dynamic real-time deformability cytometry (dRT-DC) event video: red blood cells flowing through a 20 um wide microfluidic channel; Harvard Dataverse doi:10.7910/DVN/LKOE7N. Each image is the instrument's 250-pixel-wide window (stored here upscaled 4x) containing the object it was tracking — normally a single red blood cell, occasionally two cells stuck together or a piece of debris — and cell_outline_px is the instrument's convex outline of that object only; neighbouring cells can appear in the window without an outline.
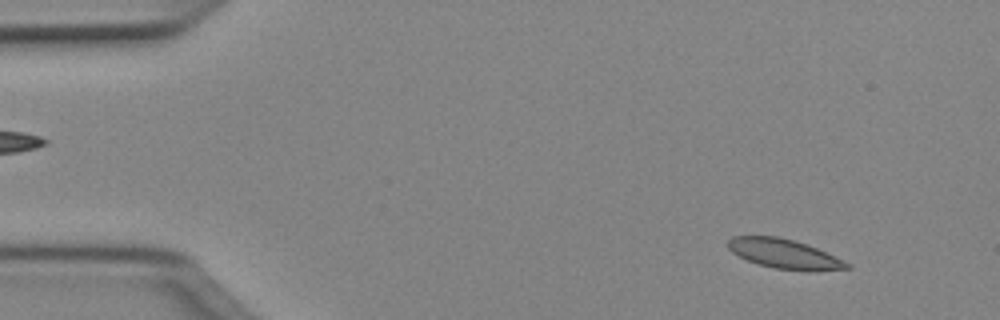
{"species": "Egyptian fruit bat (a non-hibernating species)", "species_latin": "Rousettus aegyptiacus", "temperature_condition": "cold", "stored_images_in_passage": 50, "camera_frame_rate_fps": 3000, "um_per_image_px": 0.085, "animal": {"sex": "female"}, "frame": {"image": 1, "passage_image": 4, "time_ms": 1.0, "image_size_px": [1000, 320], "cell_outline_px": [[852, 268], [808, 272], [776, 268], [760, 264], [748, 260], [732, 252], [728, 248], [728, 240], [732, 236], [776, 236], [792, 240], [816, 248], [852, 264]], "centroid_in_image_um": [66.69, 21.59], "position_along_channel_um": 18.3, "area_um2": 20.23}}
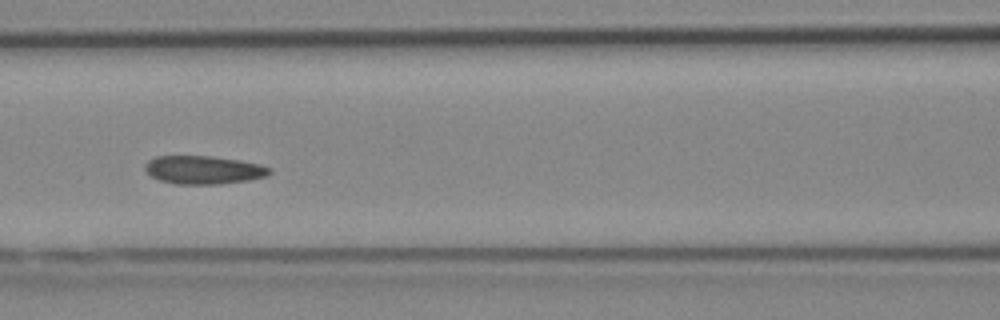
{"frame": {"image": 2, "passage_image": 21, "time_ms": 6.667, "image_size_px": [1000, 320], "cell_outline_px": [[272, 172], [268, 176], [248, 180], [220, 184], [176, 184], [160, 180], [152, 176], [144, 168], [144, 164], [148, 160], [156, 156], [212, 156], [240, 160], [260, 164], [272, 168]], "centroid_in_image_um": [17.33, 14.44], "position_along_channel_um": 149.3, "area_um2": 20.63}}
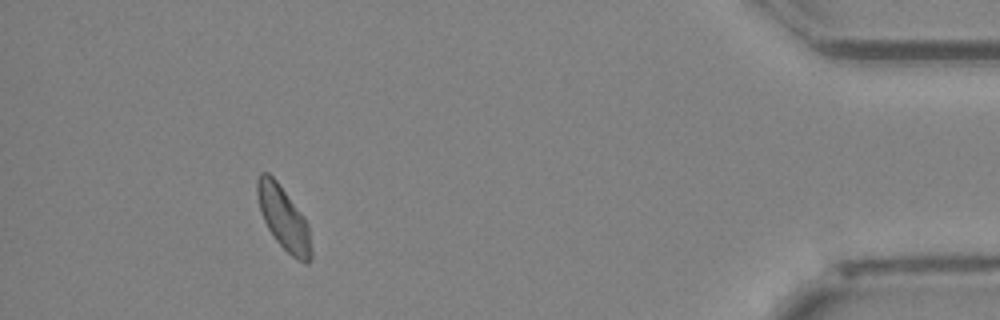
{"frame": {"image": 3, "passage_image": 45, "time_ms": 14.667, "image_size_px": [1000, 320], "cell_outline_px": [[312, 260], [308, 264], [304, 264], [296, 260], [276, 240], [268, 228], [260, 212], [256, 196], [256, 180], [260, 172], [268, 172], [276, 180], [300, 212], [308, 224], [312, 252]], "centroid_in_image_um": [24.1, 18.57], "position_along_channel_um": 411.1, "area_um2": 19.94}, "authors_computed_cell_mechanics": {"area_um2": 20.3745, "velocity_mm_per_s": 4.0009, "shape_relaxation_time_tau1_ms": null, "shape_relaxation_time_tau2_ms": 2.9907, "deformation_change_tau1": null, "deformation_change_tau2": 0.0672}}